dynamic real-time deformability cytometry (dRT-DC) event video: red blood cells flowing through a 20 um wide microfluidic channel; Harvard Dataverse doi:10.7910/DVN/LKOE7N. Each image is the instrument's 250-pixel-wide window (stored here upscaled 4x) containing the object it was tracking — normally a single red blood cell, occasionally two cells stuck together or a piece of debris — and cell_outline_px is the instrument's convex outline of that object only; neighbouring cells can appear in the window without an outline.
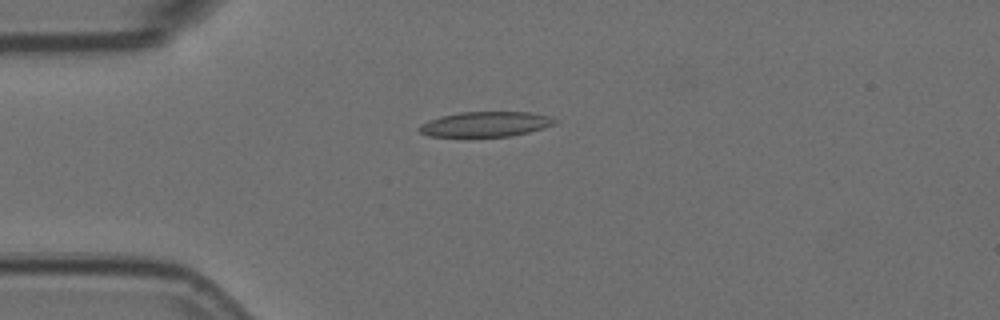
{"species": "Egyptian fruit bat (a non-hibernating species)", "species_latin": "Rousettus aegyptiacus", "temperature_condition": "room temperature", "stored_images_in_passage": 4, "camera_frame_rate_fps": 3000, "um_per_image_px": 0.085, "animal": {"sex": "female"}, "frame": {"image": 1, "passage_image": 1, "time_ms": 0.0, "image_size_px": [1000, 320], "cell_outline_px": [[560, 120], [556, 124], [544, 128], [512, 136], [428, 136], [420, 132], [420, 124], [428, 120], [440, 116], [460, 112], [528, 112], [552, 116]], "centroid_in_image_um": [41.34, 10.54], "position_along_channel_um": 43.7, "area_um2": 19.88}}
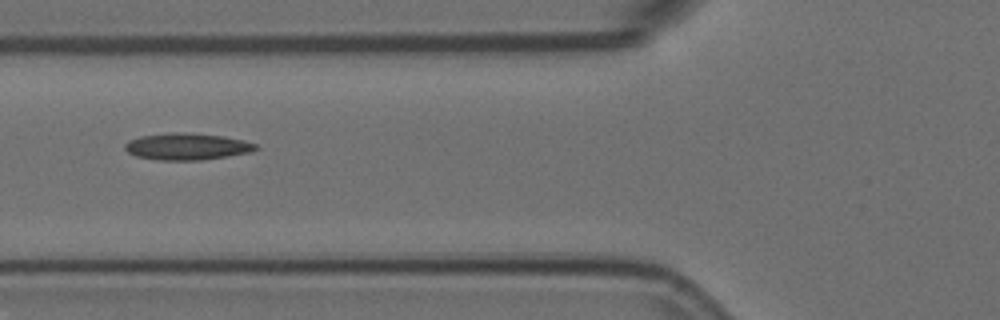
{"frame": {"image": 2, "passage_image": 3, "time_ms": 0.667, "image_size_px": [1000, 320], "cell_outline_px": [[260, 148], [252, 152], [228, 156], [200, 160], [160, 160], [136, 156], [128, 152], [124, 148], [124, 144], [128, 140], [140, 136], [168, 132], [192, 132], [224, 136], [244, 140], [256, 144]], "centroid_in_image_um": [15.91, 12.44], "position_along_channel_um": 109.9, "area_um2": 20.69}}
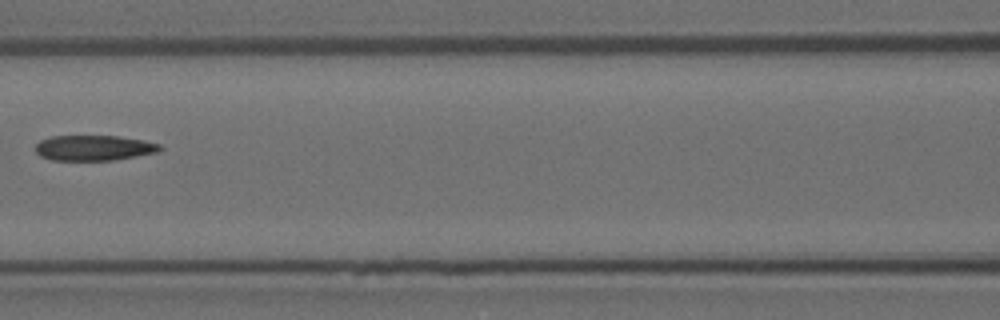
{"frame": {"image": 3, "passage_image": 4, "time_ms": 1.0, "image_size_px": [1000, 320], "cell_outline_px": [[164, 148], [156, 152], [136, 156], [112, 160], [52, 160], [40, 156], [36, 152], [36, 144], [40, 140], [52, 136], [120, 136], [144, 140], [160, 144]], "centroid_in_image_um": [7.98, 12.56], "position_along_channel_um": 158.6, "area_um2": 18.38}}